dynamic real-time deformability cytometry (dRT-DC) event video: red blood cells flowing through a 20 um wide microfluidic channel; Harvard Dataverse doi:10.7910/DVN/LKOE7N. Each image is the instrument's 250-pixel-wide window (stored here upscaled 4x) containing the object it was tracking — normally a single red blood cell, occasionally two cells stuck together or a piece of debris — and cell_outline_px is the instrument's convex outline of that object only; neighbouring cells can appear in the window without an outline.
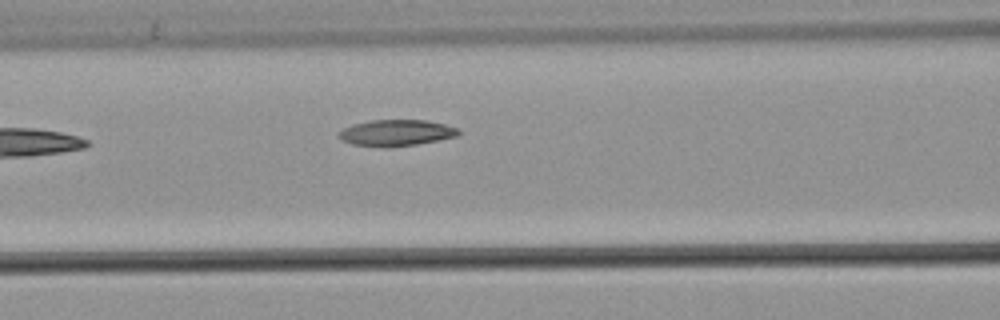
{"species": "common noctule bat (a hibernating species)", "species_latin": "Nyctalus noctula", "temperature_condition": "warm", "stored_images_in_passage": 4, "camera_frame_rate_fps": 3000, "um_per_image_px": 0.085, "animal": {"sex": "male", "body_mass_g": 21.5, "forearm_length_mm": 52.0}, "frame": {"image": 1, "passage_image": 4, "time_ms": 1.0, "image_size_px": [1000, 320], "cell_outline_px": [[460, 132], [456, 136], [440, 140], [416, 144], [352, 144], [340, 140], [336, 136], [336, 132], [352, 124], [368, 120], [424, 120], [444, 124], [460, 128]], "centroid_in_image_um": [33.67, 11.24], "position_along_channel_um": 132.9, "area_um2": 17.69}}